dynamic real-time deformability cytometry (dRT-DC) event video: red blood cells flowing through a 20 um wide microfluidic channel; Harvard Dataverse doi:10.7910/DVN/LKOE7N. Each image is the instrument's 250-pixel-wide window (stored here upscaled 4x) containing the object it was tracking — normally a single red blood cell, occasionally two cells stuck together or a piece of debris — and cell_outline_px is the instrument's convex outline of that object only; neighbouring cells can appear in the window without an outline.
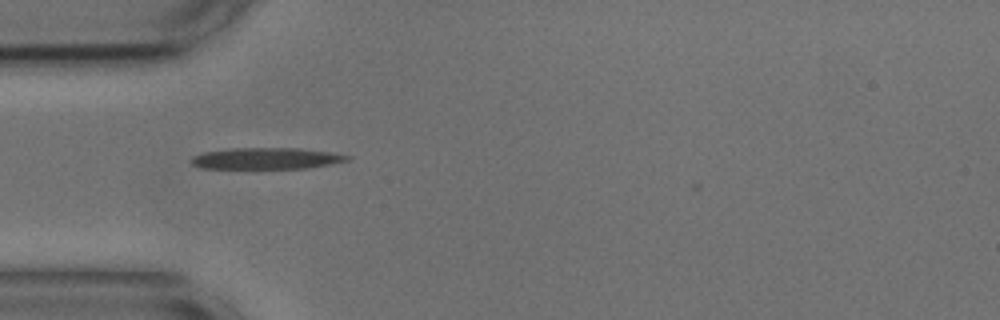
{"species": "common noctule bat (a hibernating species)", "species_latin": "Nyctalus noctula", "temperature_condition": "cold", "stored_images_in_passage": 39, "camera_frame_rate_fps": 3000, "um_per_image_px": 0.085, "animal": {"sex": "male", "body_mass_g": 17.9, "forearm_length_mm": 54.2}, "frame": {"image": 1, "passage_image": 1, "time_ms": 0.0, "image_size_px": [1000, 320], "cell_outline_px": [[352, 156], [348, 160], [328, 164], [304, 168], [200, 168], [192, 164], [192, 156], [204, 152], [232, 148], [296, 148], [328, 152]], "centroid_in_image_um": [22.59, 13.46], "position_along_channel_um": 62.4, "area_um2": 19.07}}
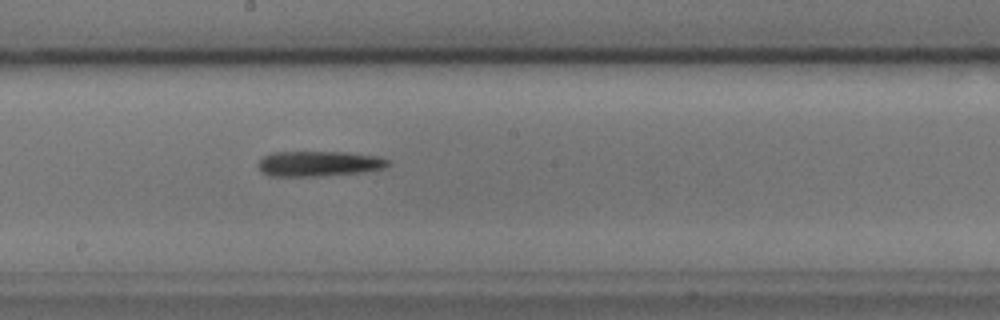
{"frame": {"image": 2, "passage_image": 14, "time_ms": 4.333, "image_size_px": [1000, 320], "cell_outline_px": [[392, 164], [384, 168], [364, 172], [320, 176], [268, 176], [260, 172], [260, 160], [264, 156], [272, 152], [348, 152], [376, 156], [392, 160]], "centroid_in_image_um": [27.16, 13.91], "position_along_channel_um": 221.0, "area_um2": 19.31}}
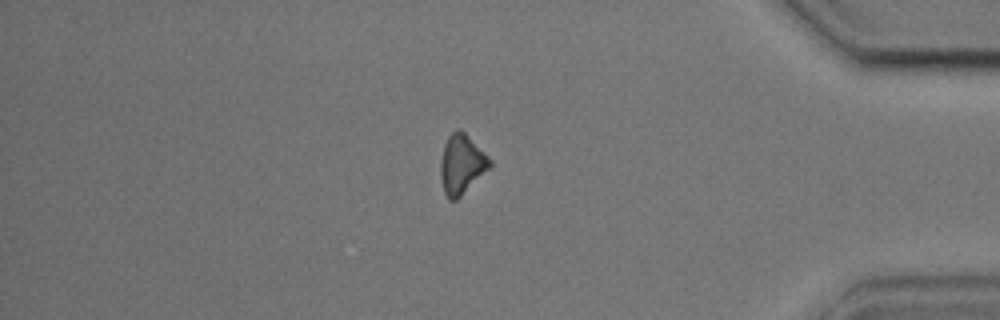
{"frame": {"image": 3, "passage_image": 31, "time_ms": 10.0, "image_size_px": [1000, 320], "cell_outline_px": [[492, 164], [456, 200], [448, 200], [444, 192], [440, 176], [440, 160], [444, 144], [448, 136], [456, 128], [460, 128], [492, 160]], "centroid_in_image_um": [39.2, 13.94], "position_along_channel_um": 396.0, "area_um2": 16.82}, "authors_computed_cell_mechanics": {"area_um2": 17.9758, "velocity_mm_per_s": 3.6698, "shape_relaxation_time_tau1_ms": 7.064, "shape_relaxation_time_tau2_ms": null, "deformation_change_tau1": 0.1926, "deformation_change_tau2": null}}